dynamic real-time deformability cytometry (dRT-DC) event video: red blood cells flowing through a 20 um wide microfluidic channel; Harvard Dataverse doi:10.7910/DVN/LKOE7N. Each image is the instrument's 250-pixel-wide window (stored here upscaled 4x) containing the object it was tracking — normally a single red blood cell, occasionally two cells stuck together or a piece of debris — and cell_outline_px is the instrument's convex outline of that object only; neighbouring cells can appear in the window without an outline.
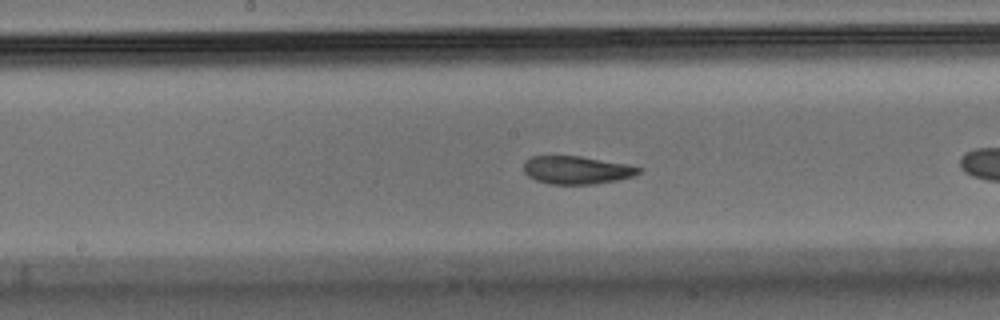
{"species": "Egyptian fruit bat (a non-hibernating species)", "species_latin": "Rousettus aegyptiacus", "temperature_condition": "warm", "stored_images_in_passage": 42, "segment_of_instrument_passage": [1, 2], "camera_frame_rate_fps": 3000, "um_per_image_px": 0.085, "animal": {"sex": "male"}, "frame": {"image": 1, "passage_image": 13, "time_ms": 4.0, "image_size_px": [1000, 320], "cell_outline_px": [[640, 172], [632, 176], [616, 180], [592, 184], [552, 184], [536, 180], [528, 176], [524, 172], [524, 160], [532, 156], [580, 156], [624, 164], [640, 168]], "centroid_in_image_um": [48.95, 14.45], "position_along_channel_um": 199.3, "area_um2": 18.44}}